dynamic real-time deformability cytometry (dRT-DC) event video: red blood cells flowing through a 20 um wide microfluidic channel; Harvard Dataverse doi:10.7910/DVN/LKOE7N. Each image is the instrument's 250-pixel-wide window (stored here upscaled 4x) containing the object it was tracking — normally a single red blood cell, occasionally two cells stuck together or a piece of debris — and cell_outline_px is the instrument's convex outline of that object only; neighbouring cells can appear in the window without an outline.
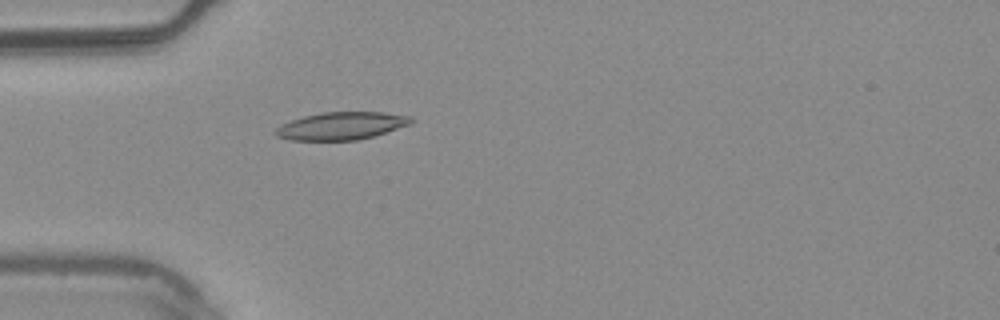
{"species": "common noctule bat (a hibernating species)", "species_latin": "Nyctalus noctula", "temperature_condition": "warm", "stored_images_in_passage": 2, "camera_frame_rate_fps": 3000, "um_per_image_px": 0.085, "animal": {"sex": "male", "body_mass_g": 20.4}, "frame": {"image": 1, "passage_image": 2, "time_ms": 0.333, "image_size_px": [1000, 320], "cell_outline_px": [[416, 120], [412, 124], [372, 136], [356, 140], [292, 140], [276, 136], [272, 132], [280, 124], [304, 116], [320, 112], [384, 112], [412, 116]], "centroid_in_image_um": [29.03, 10.69], "position_along_channel_um": 56.0, "area_um2": 21.96}}